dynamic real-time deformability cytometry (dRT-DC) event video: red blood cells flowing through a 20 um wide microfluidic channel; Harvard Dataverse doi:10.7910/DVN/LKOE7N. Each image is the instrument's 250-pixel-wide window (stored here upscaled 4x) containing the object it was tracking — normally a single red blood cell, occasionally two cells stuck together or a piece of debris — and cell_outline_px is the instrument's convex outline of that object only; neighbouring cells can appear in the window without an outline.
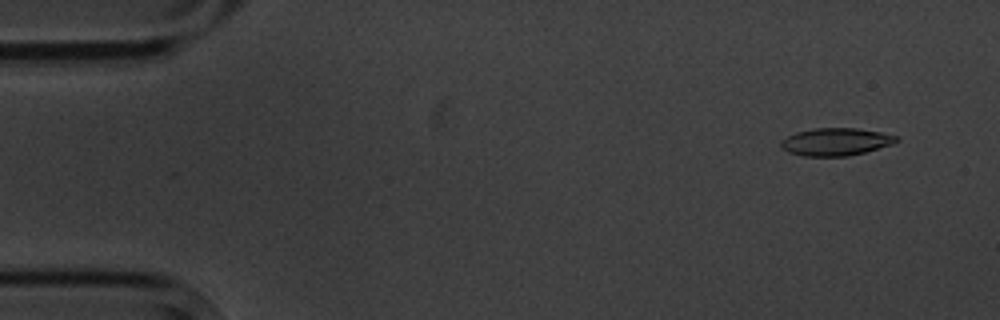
{"species": "common noctule bat (a hibernating species)", "species_latin": "Nyctalus noctula", "temperature_condition": "cold", "stored_images_in_passage": 4, "camera_frame_rate_fps": 3000, "um_per_image_px": 0.085, "animal": {"sex": "male", "body_mass_g": 20.1, "forearm_length_mm": 53.5}, "frame": {"image": 1, "passage_image": 1, "time_ms": 0.0, "image_size_px": [1000, 320], "cell_outline_px": [[900, 140], [892, 144], [864, 152], [848, 156], [804, 156], [788, 152], [780, 144], [780, 140], [796, 132], [816, 128], [856, 128], [880, 132], [896, 136]], "centroid_in_image_um": [71.03, 12.05], "position_along_channel_um": 14.0, "area_um2": 18.38}}
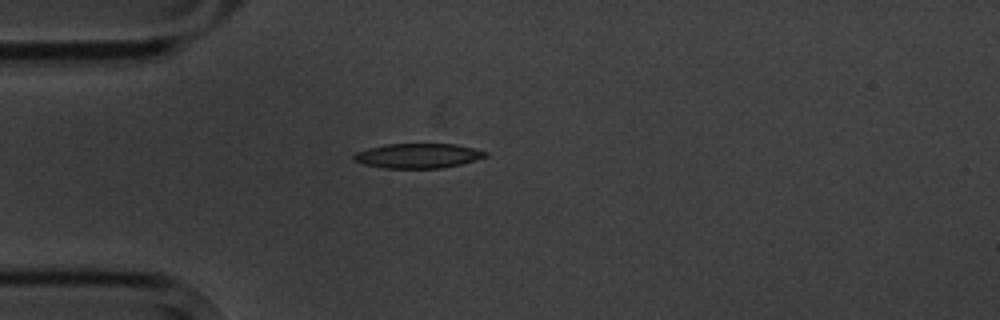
{"frame": {"image": 2, "passage_image": 4, "time_ms": 3.667, "image_size_px": [1000, 320], "cell_outline_px": [[488, 156], [476, 160], [460, 164], [440, 168], [384, 168], [364, 164], [352, 160], [352, 156], [356, 152], [388, 144], [456, 144], [488, 152]], "centroid_in_image_um": [35.54, 13.24], "position_along_channel_um": 49.5, "area_um2": 18.79}}